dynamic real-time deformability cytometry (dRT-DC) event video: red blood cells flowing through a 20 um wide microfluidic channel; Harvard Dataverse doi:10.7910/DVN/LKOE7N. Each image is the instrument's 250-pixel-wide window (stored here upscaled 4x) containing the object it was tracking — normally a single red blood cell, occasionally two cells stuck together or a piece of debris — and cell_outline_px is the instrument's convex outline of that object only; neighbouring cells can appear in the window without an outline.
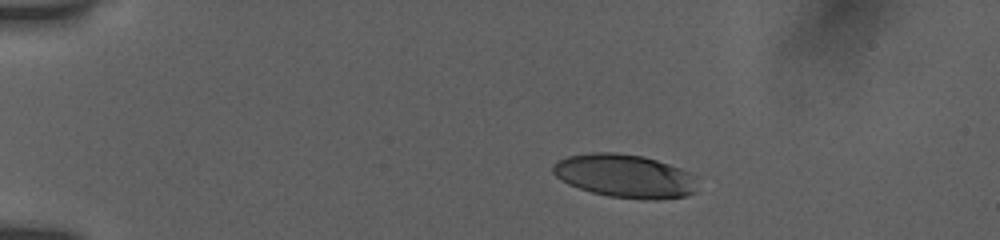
{"species": "human", "species_latin": "Homo sapiens", "temperature_condition": "room temperature", "stored_images_in_passage": 31, "camera_frame_rate_fps": 3000, "um_per_image_px": 0.085, "donor": {"sex": "female"}, "frame": {"image": 1, "passage_image": 1, "time_ms": 0.0, "image_size_px": [1000, 240], "cell_outline_px": [[696, 192], [688, 196], [656, 200], [608, 196], [592, 192], [568, 184], [560, 180], [552, 172], [552, 164], [556, 160], [568, 156], [592, 152], [616, 152], [644, 156], [680, 168], [688, 172], [692, 176]], "centroid_in_image_um": [53.06, 14.95], "position_along_channel_um": 31.9, "area_um2": 36.47}}
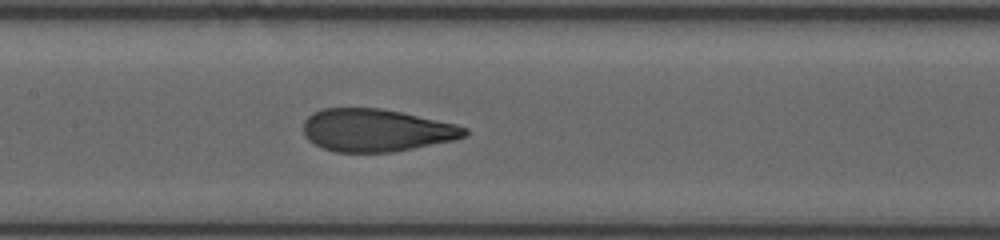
{"frame": {"image": 2, "passage_image": 17, "time_ms": 5.667, "image_size_px": [1000, 240], "cell_outline_px": [[468, 132], [464, 136], [456, 140], [392, 152], [336, 152], [324, 148], [308, 140], [304, 136], [304, 120], [312, 112], [324, 108], [380, 108], [400, 112], [456, 124], [468, 128]], "centroid_in_image_um": [31.97, 11.07], "position_along_channel_um": 175.4, "area_um2": 40.0}}
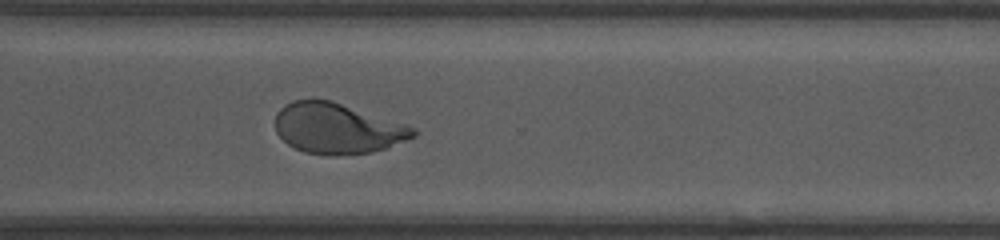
{"frame": {"image": 3, "passage_image": 31, "time_ms": 10.0, "image_size_px": [1000, 240], "cell_outline_px": [[420, 132], [416, 136], [388, 148], [372, 152], [336, 156], [304, 152], [288, 144], [276, 132], [276, 112], [284, 104], [292, 100], [332, 100], [408, 124]], "centroid_in_image_um": [28.72, 10.91], "position_along_channel_um": 341.9, "area_um2": 41.04}}